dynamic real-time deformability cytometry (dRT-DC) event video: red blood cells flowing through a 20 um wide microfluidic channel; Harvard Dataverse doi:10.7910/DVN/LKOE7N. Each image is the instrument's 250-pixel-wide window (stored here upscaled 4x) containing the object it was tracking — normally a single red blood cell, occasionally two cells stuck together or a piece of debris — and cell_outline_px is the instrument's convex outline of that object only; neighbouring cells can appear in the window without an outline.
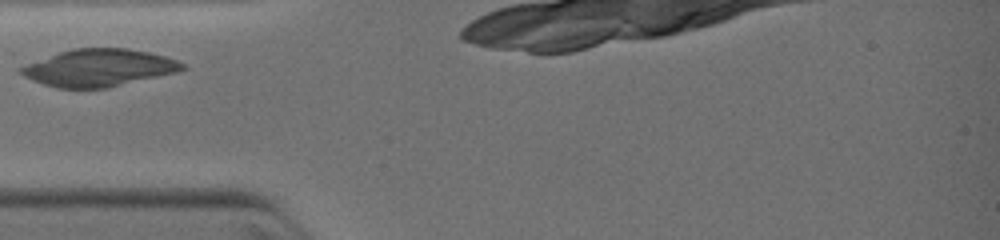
{"species": "common noctule bat (a hibernating species)", "species_latin": "Nyctalus noctula", "temperature_condition": "warm", "stored_images_in_passage": 3, "segment_of_instrument_passage": [2, 2], "camera_frame_rate_fps": 3000, "um_per_image_px": 0.085, "animal": {"sex": "female", "body_mass_g": 19.0, "forearm_length_mm": 51.5}, "frame": {"image": 1, "passage_image": 3, "time_ms": 1.667, "image_size_px": [1000, 240], "cell_outline_px": [[188, 68], [176, 72], [108, 88], [56, 88], [32, 80], [24, 76], [20, 72], [20, 68], [28, 64], [60, 52], [72, 48], [128, 48], [148, 52], [164, 56], [176, 60], [184, 64]], "centroid_in_image_um": [8.43, 5.76], "position_along_channel_um": 76.6, "area_um2": 34.68}}